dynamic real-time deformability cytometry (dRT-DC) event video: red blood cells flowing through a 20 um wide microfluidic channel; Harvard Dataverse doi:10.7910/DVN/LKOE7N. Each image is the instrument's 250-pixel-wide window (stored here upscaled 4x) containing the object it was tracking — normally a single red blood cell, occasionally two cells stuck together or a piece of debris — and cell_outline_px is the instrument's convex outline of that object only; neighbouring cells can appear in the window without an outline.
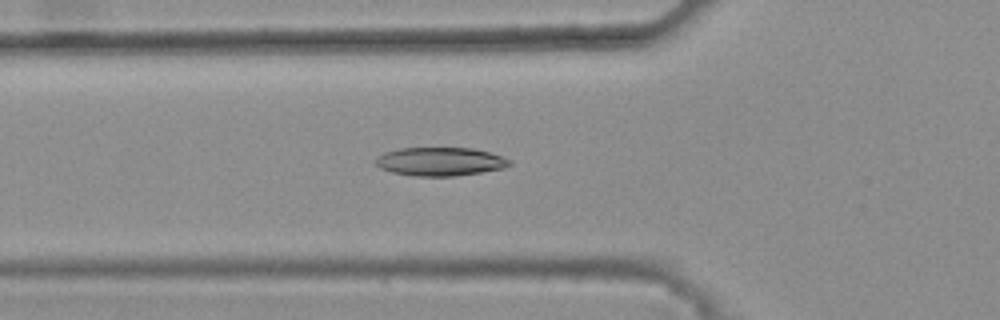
{"species": "common noctule bat (a hibernating species)", "species_latin": "Nyctalus noctula", "temperature_condition": "warm", "stored_images_in_passage": 46, "camera_frame_rate_fps": 3000, "um_per_image_px": 0.085, "animal": {"sex": "female", "body_mass_g": 25.1}, "frame": {"image": 1, "passage_image": 19, "time_ms": 6.0, "image_size_px": [1000, 320], "cell_outline_px": [[512, 164], [504, 168], [456, 176], [412, 176], [392, 172], [380, 168], [376, 164], [376, 160], [384, 152], [400, 148], [472, 148], [488, 152], [512, 160]], "centroid_in_image_um": [37.42, 13.74], "position_along_channel_um": 88.4, "area_um2": 22.14}}
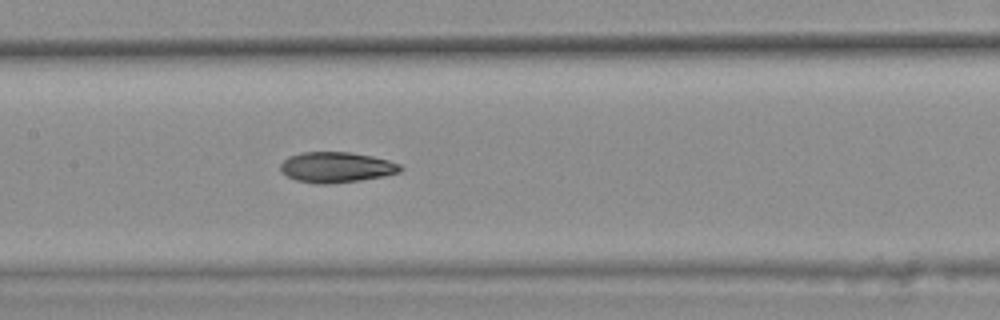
{"frame": {"image": 2, "passage_image": 26, "time_ms": 8.333, "image_size_px": [1000, 320], "cell_outline_px": [[404, 168], [400, 172], [384, 176], [360, 180], [328, 184], [316, 184], [296, 180], [280, 172], [280, 164], [288, 156], [300, 152], [352, 152], [372, 156], [388, 160], [400, 164]], "centroid_in_image_um": [28.58, 14.21], "position_along_channel_um": 178.8, "area_um2": 21.5}}
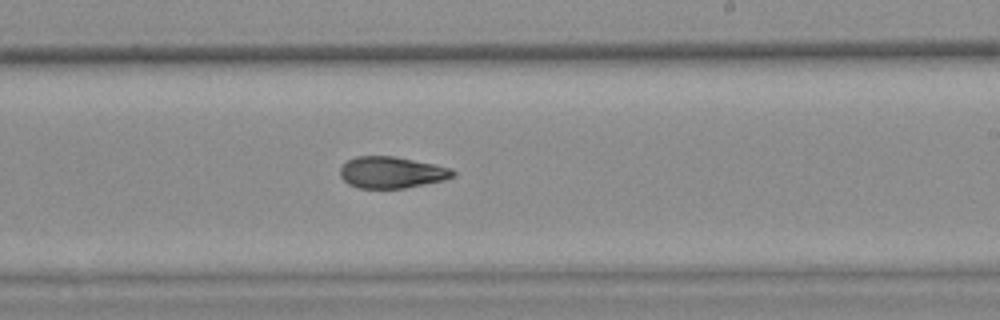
{"frame": {"image": 3, "passage_image": 32, "time_ms": 10.333, "image_size_px": [1000, 320], "cell_outline_px": [[456, 176], [444, 180], [404, 188], [360, 188], [348, 184], [340, 176], [340, 168], [348, 160], [356, 156], [396, 156], [436, 164], [452, 168], [456, 172]], "centroid_in_image_um": [33.32, 14.64], "position_along_channel_um": 255.7, "area_um2": 20.87}, "authors_computed_cell_mechanics": {"area_um2": 21.675, "velocity_mm_per_s": 3.859, "shape_relaxation_time_tau1_ms": null, "shape_relaxation_time_tau2_ms": 4.9247, "deformation_change_tau1": null, "deformation_change_tau2": 0.1191}}